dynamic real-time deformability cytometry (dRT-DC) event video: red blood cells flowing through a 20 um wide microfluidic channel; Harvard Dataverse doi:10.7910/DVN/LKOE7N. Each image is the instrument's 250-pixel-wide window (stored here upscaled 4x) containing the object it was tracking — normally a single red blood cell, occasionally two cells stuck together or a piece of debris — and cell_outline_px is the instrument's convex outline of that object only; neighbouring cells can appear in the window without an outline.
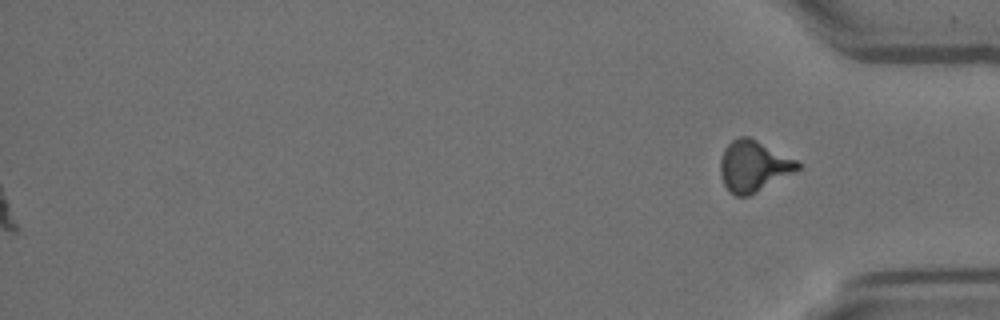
{"species": "Egyptian fruit bat (a non-hibernating species)", "species_latin": "Rousettus aegyptiacus", "temperature_condition": "room temperature", "stored_images_in_passage": 62, "camera_frame_rate_fps": 3000, "um_per_image_px": 0.085, "animal": {"sex": "female"}, "frame": {"image": 1, "passage_image": 62, "time_ms": 20.333, "image_size_px": [1000, 320], "cell_outline_px": [[800, 168], [748, 196], [736, 196], [728, 192], [720, 176], [720, 160], [724, 148], [732, 140], [740, 136], [748, 136], [796, 160], [800, 164]], "centroid_in_image_um": [63.98, 14.12], "position_along_channel_um": 371.2, "area_um2": 22.6}}